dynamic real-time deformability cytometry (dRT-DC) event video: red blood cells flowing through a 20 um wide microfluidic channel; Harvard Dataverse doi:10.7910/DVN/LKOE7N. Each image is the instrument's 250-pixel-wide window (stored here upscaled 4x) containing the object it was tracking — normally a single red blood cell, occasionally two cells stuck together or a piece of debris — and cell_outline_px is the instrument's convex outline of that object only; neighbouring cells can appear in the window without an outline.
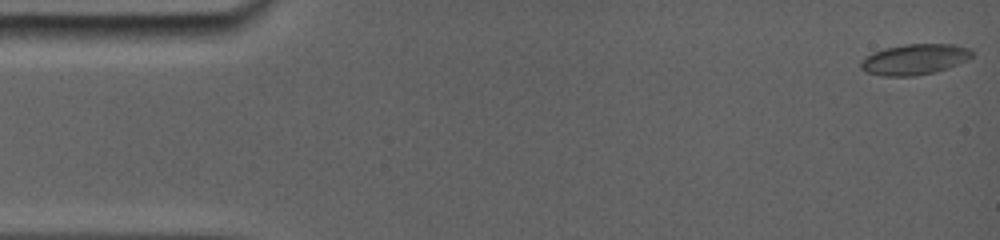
{"species": "common noctule bat (a hibernating species)", "species_latin": "Nyctalus noctula", "temperature_condition": "room temperature", "stored_images_in_passage": 12, "camera_frame_rate_fps": 5000, "um_per_image_px": 0.085, "animal": {"sex": "female", "body_mass_g": 19.0, "forearm_length_mm": 56.7}, "frame": {"image": 1, "passage_image": 1, "time_ms": 0.0, "image_size_px": [1000, 240], "cell_outline_px": [[976, 52], [968, 60], [948, 68], [936, 72], [916, 76], [880, 76], [864, 72], [860, 68], [860, 60], [864, 56], [872, 52], [884, 48], [904, 44], [952, 44], [968, 48]], "centroid_in_image_um": [77.71, 5.05], "position_along_channel_um": 7.3, "area_um2": 20.35}}
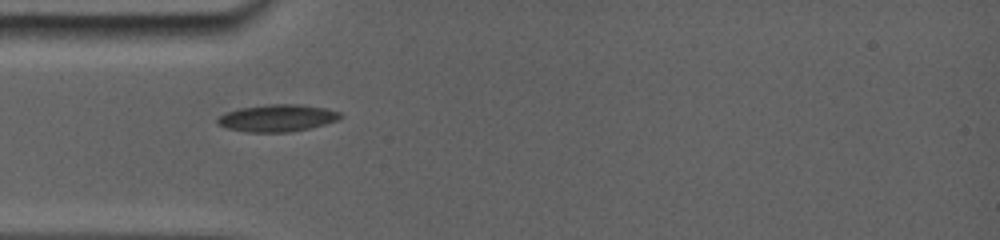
{"frame": {"image": 2, "passage_image": 9, "time_ms": 4.6, "image_size_px": [1000, 240], "cell_outline_px": [[340, 116], [336, 120], [308, 128], [284, 132], [256, 132], [228, 128], [220, 124], [216, 120], [220, 116], [228, 112], [240, 108], [268, 104], [300, 104], [324, 108], [340, 112]], "centroid_in_image_um": [23.56, 10.01], "position_along_channel_um": 61.4, "area_um2": 18.73}}
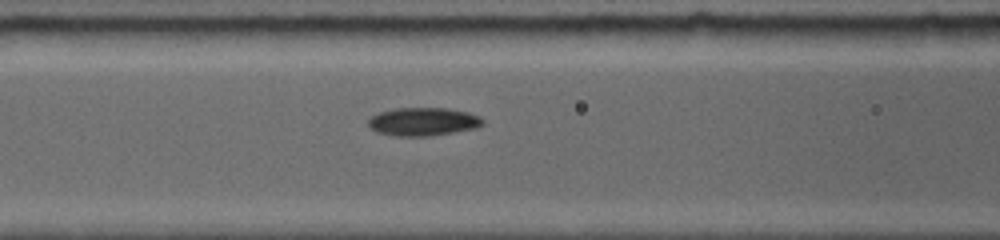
{"frame": {"image": 3, "passage_image": 12, "time_ms": 6.4, "image_size_px": [1000, 240], "cell_outline_px": [[484, 124], [472, 128], [424, 136], [400, 136], [380, 132], [372, 128], [368, 124], [368, 120], [372, 116], [380, 112], [396, 108], [448, 108], [468, 112], [480, 116], [484, 120]], "centroid_in_image_um": [35.98, 10.31], "position_along_channel_um": 130.6, "area_um2": 18.32}}